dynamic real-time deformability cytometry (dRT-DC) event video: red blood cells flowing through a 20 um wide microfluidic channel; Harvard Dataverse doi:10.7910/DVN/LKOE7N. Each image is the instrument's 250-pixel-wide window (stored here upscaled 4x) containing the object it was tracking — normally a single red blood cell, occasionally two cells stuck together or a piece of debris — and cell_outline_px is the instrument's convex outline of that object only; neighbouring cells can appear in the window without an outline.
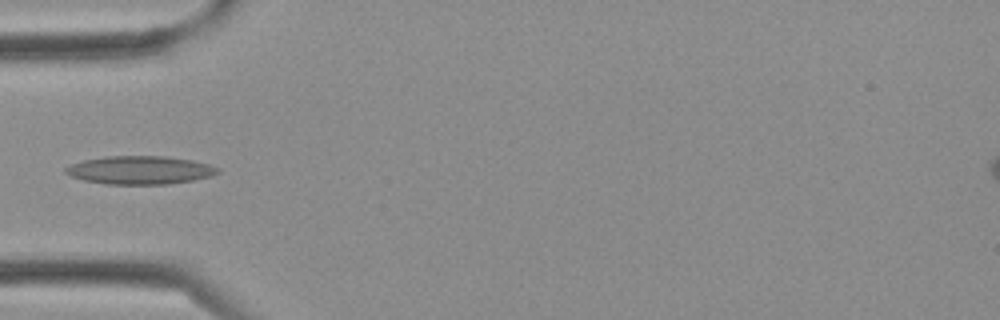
{"species": "Egyptian fruit bat (a non-hibernating species)", "species_latin": "Rousettus aegyptiacus", "temperature_condition": "cold", "stored_images_in_passage": 2, "camera_frame_rate_fps": 3000, "um_per_image_px": 0.085, "frame": {"image": 1, "passage_image": 2, "time_ms": 0.333, "image_size_px": [1000, 320], "cell_outline_px": [[220, 172], [212, 176], [192, 180], [168, 184], [104, 184], [84, 180], [72, 176], [64, 172], [64, 168], [72, 164], [84, 160], [104, 156], [164, 156], [192, 160], [208, 164], [220, 168]], "centroid_in_image_um": [11.91, 14.45], "position_along_channel_um": 73.1, "area_um2": 25.03}}